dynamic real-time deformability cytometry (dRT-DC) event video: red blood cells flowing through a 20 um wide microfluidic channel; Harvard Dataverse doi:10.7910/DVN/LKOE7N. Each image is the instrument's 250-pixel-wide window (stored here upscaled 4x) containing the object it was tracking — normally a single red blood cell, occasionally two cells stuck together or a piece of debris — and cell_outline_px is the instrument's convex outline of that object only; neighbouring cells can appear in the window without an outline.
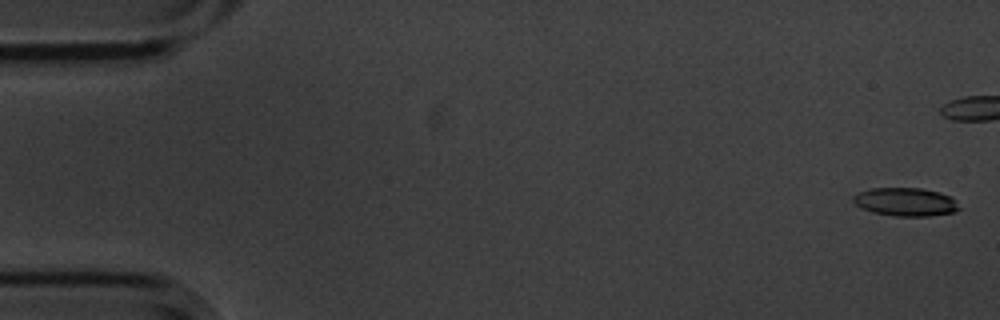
{"species": "common noctule bat (a hibernating species)", "species_latin": "Nyctalus noctula", "temperature_condition": "cold", "stored_images_in_passage": 4, "camera_frame_rate_fps": 3000, "um_per_image_px": 0.085, "animal": {"sex": "male", "body_mass_g": 20.1, "forearm_length_mm": 53.5}, "frame": {"image": 1, "passage_image": 1, "time_ms": 0.0, "image_size_px": [1000, 320], "cell_outline_px": [[960, 208], [956, 212], [928, 216], [896, 216], [872, 212], [856, 204], [852, 200], [852, 196], [860, 192], [872, 188], [920, 188], [940, 192], [952, 196]], "centroid_in_image_um": [77.01, 17.16], "position_along_channel_um": 8.0, "area_um2": 17.46}}